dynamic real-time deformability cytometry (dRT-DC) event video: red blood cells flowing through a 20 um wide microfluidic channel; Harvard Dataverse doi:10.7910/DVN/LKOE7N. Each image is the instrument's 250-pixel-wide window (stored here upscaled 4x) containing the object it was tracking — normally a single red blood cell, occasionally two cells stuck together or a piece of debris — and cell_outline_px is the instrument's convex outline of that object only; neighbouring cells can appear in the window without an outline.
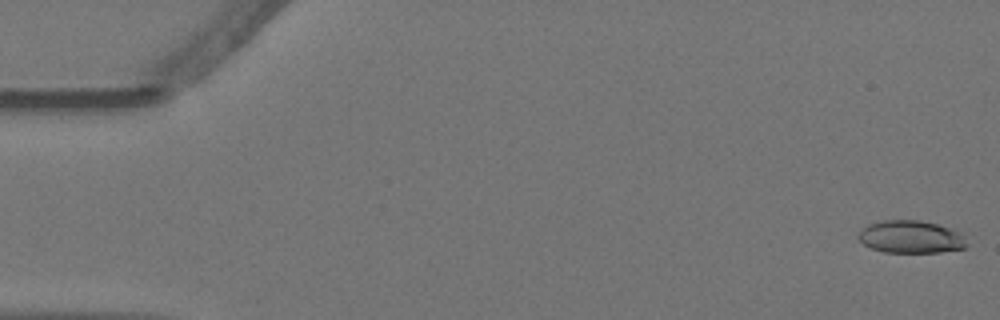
{"species": "Egyptian fruit bat (a non-hibernating species)", "species_latin": "Rousettus aegyptiacus", "temperature_condition": "warm", "stored_images_in_passage": 56, "camera_frame_rate_fps": 3000, "um_per_image_px": 0.085, "animal": {"sex": "female"}, "frame": {"image": 1, "passage_image": 1, "time_ms": 0.0, "image_size_px": [1000, 320], "cell_outline_px": [[968, 244], [964, 248], [940, 252], [884, 252], [872, 248], [864, 244], [856, 236], [860, 228], [868, 224], [880, 220], [920, 220], [936, 224], [960, 232], [964, 236]], "centroid_in_image_um": [77.39, 20.13], "position_along_channel_um": 7.6, "area_um2": 20.69}}
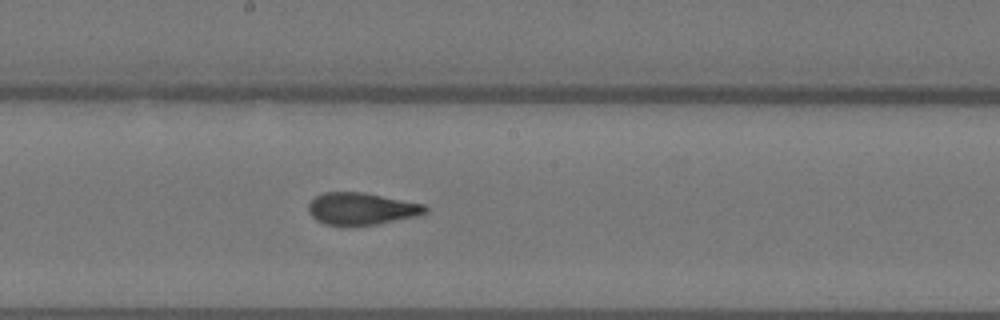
{"frame": {"image": 2, "passage_image": 30, "time_ms": 9.667, "image_size_px": [1000, 320], "cell_outline_px": [[428, 212], [416, 216], [376, 224], [324, 224], [316, 220], [308, 212], [308, 204], [316, 196], [324, 192], [364, 192], [424, 204], [428, 208]], "centroid_in_image_um": [30.73, 17.72], "position_along_channel_um": 217.5, "area_um2": 21.56}}
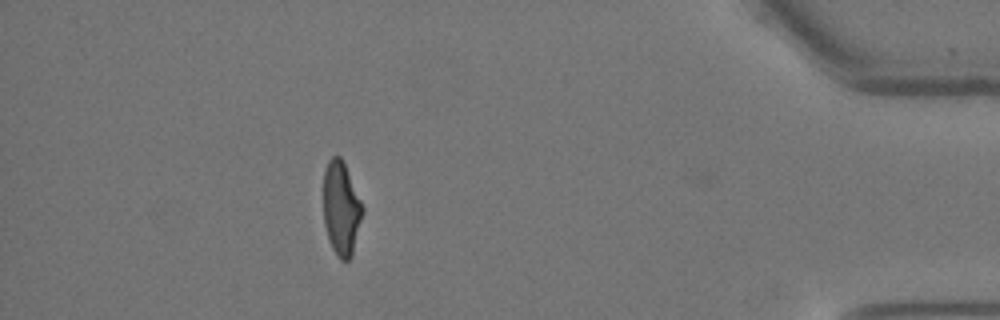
{"frame": {"image": 3, "passage_image": 50, "time_ms": 16.333, "image_size_px": [1000, 320], "cell_outline_px": [[364, 208], [352, 256], [348, 260], [340, 260], [332, 248], [328, 240], [324, 224], [324, 172], [328, 160], [332, 156], [340, 156], [344, 164]], "centroid_in_image_um": [28.99, 17.75], "position_along_channel_um": 406.2, "area_um2": 21.15}, "authors_computed_cell_mechanics": {"area_um2": 21.9929, "velocity_mm_per_s": 3.6014, "shape_relaxation_time_tau1_ms": 6.7952, "shape_relaxation_time_tau2_ms": 1.5646, "deformation_change_tau1": 0.2126, "deformation_change_tau2": 0.0798}}